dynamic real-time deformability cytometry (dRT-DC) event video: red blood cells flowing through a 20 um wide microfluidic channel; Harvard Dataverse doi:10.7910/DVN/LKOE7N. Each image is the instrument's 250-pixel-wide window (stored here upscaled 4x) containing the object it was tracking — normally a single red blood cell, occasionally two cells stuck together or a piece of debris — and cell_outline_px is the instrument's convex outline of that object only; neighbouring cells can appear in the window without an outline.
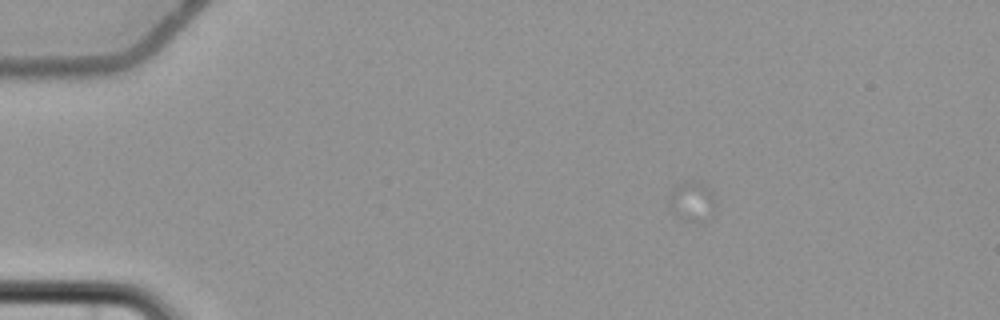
{"species": "common noctule bat (a hibernating species)", "species_latin": "Nyctalus noctula", "temperature_condition": "cold", "stored_images_in_passage": 4, "camera_frame_rate_fps": 3000, "um_per_image_px": 0.085, "animal": {"sex": "female", "body_mass_g": 22.7, "forearm_length_mm": 54.2}, "frame": {"image": 1, "passage_image": 1, "time_ms": 0.0, "image_size_px": [1000, 320], "cell_outline_px": [[716, 204], [712, 216], [704, 220], [684, 220], [672, 212], [668, 208], [668, 196], [672, 188], [684, 180], [692, 180], [704, 184], [712, 192], [716, 200]], "centroid_in_image_um": [58.8, 17.08], "position_along_channel_um": 26.2, "area_um2": 11.04}}